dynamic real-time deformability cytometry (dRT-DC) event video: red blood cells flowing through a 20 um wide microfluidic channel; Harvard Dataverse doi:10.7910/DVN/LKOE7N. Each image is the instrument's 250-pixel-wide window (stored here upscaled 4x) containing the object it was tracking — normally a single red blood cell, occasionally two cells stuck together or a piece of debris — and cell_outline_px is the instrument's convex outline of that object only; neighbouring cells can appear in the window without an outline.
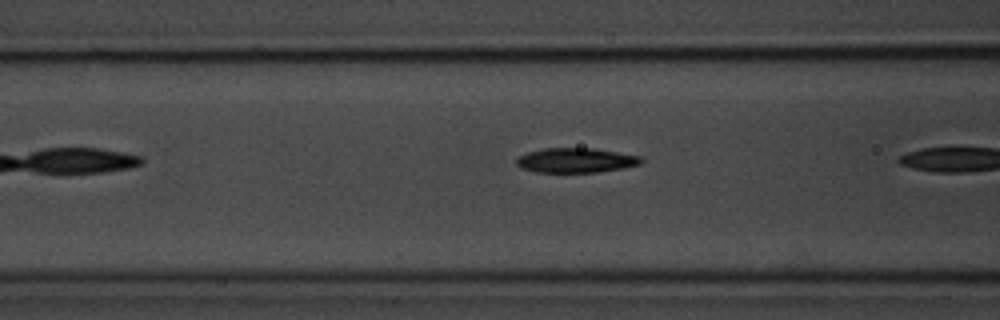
{"species": "common noctule bat (a hibernating species)", "species_latin": "Nyctalus noctula", "temperature_condition": "room temperature", "stored_images_in_passage": 5, "camera_frame_rate_fps": 3000, "um_per_image_px": 0.085, "animal": {"sex": "male", "body_mass_g": 20.1, "forearm_length_mm": 53.5}, "frame": {"image": 1, "passage_image": 5, "time_ms": 5.333, "image_size_px": [1000, 320], "cell_outline_px": [[644, 160], [640, 164], [620, 168], [596, 172], [536, 172], [520, 168], [516, 164], [516, 160], [520, 156], [528, 152], [544, 148], [592, 148], [640, 156]], "centroid_in_image_um": [48.91, 13.62], "position_along_channel_um": 117.7, "area_um2": 17.74}}